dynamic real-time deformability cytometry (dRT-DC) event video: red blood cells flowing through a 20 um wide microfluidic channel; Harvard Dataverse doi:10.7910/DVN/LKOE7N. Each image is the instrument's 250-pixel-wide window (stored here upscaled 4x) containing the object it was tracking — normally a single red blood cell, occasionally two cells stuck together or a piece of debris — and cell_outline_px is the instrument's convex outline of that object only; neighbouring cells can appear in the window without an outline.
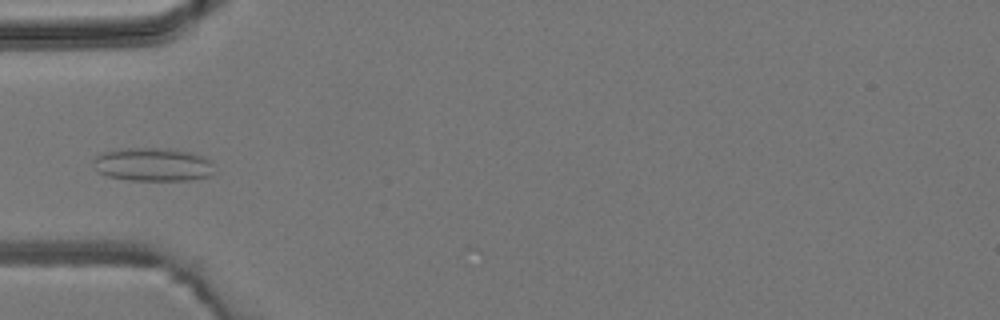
{"species": "common noctule bat (a hibernating species)", "species_latin": "Nyctalus noctula", "temperature_condition": "room temperature", "stored_images_in_passage": 5, "camera_frame_rate_fps": 3000, "um_per_image_px": 0.085, "animal": {"sex": "male", "body_mass_g": 19.2, "forearm_length_mm": 51.8}, "frame": {"image": 1, "passage_image": 4, "time_ms": 4.667, "image_size_px": [1000, 320], "cell_outline_px": [[212, 176], [192, 180], [128, 180], [108, 176], [96, 172], [92, 164], [92, 160], [96, 156], [104, 152], [124, 148], [168, 148], [192, 152], [204, 156], [212, 160]], "centroid_in_image_um": [12.99, 13.98], "position_along_channel_um": 72.0, "area_um2": 23.93}}